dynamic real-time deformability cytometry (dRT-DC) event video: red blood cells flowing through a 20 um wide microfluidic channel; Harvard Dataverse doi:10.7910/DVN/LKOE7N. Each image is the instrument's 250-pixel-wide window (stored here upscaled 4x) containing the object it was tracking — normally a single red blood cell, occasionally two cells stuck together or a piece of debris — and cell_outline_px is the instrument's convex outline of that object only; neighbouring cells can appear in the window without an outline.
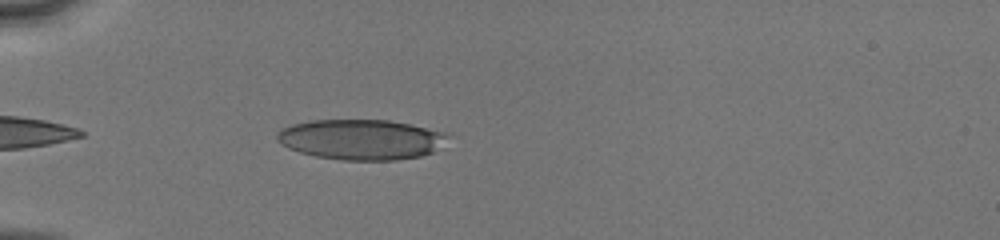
{"species": "human", "species_latin": "Homo sapiens", "temperature_condition": "cold", "stored_images_in_passage": 34, "camera_frame_rate_fps": 3000, "um_per_image_px": 0.085, "donor": {"sex": "male"}, "frame": {"image": 1, "passage_image": 3, "time_ms": 0.667, "image_size_px": [1000, 240], "cell_outline_px": [[448, 136], [432, 152], [420, 156], [396, 160], [344, 160], [316, 156], [300, 152], [288, 148], [280, 144], [276, 140], [276, 132], [292, 124], [312, 120], [388, 120], [448, 132]], "centroid_in_image_um": [30.65, 11.85], "position_along_channel_um": 54.4, "area_um2": 39.88}}
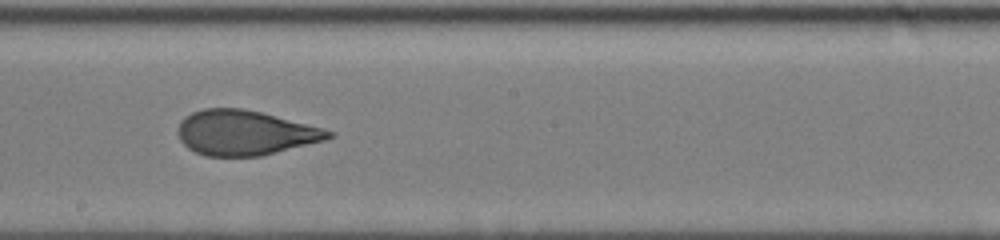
{"frame": {"image": 2, "passage_image": 17, "time_ms": 5.333, "image_size_px": [1000, 240], "cell_outline_px": [[336, 136], [324, 140], [260, 156], [204, 156], [188, 148], [180, 140], [176, 132], [180, 120], [184, 116], [192, 112], [204, 108], [244, 108], [324, 128], [336, 132]], "centroid_in_image_um": [20.79, 11.28], "position_along_channel_um": 227.4, "area_um2": 39.48}}
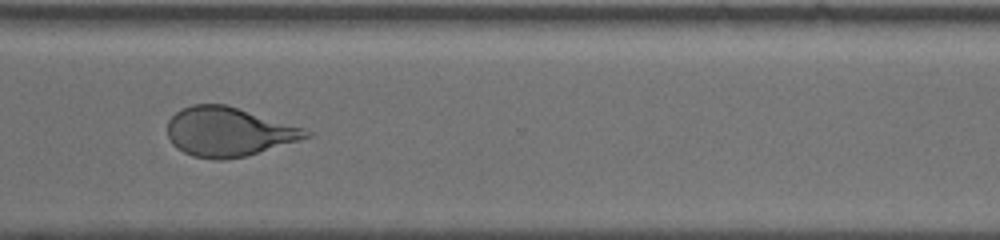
{"frame": {"image": 3, "passage_image": 26, "time_ms": 8.333, "image_size_px": [1000, 240], "cell_outline_px": [[312, 136], [244, 156], [220, 160], [192, 156], [176, 148], [172, 144], [168, 136], [168, 120], [180, 108], [192, 104], [224, 104], [304, 128], [312, 132]], "centroid_in_image_um": [19.38, 11.19], "position_along_channel_um": 351.2, "area_um2": 39.25}, "authors_computed_cell_mechanics": {"area_um2": 39.6797, "velocity_mm_per_s": 4.129, "shape_relaxation_time_tau1_ms": 4.7479, "shape_relaxation_time_tau2_ms": 0.8795, "deformation_change_tau1": 0.1725, "deformation_change_tau2": 0.0708}}